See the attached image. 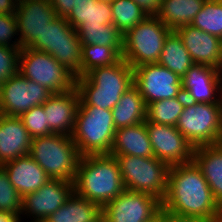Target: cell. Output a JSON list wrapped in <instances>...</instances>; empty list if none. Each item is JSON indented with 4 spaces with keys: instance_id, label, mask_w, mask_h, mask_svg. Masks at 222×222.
<instances>
[{
    "instance_id": "6da1fadb",
    "label": "cell",
    "mask_w": 222,
    "mask_h": 222,
    "mask_svg": "<svg viewBox=\"0 0 222 222\" xmlns=\"http://www.w3.org/2000/svg\"><path fill=\"white\" fill-rule=\"evenodd\" d=\"M162 208L207 222L222 220V207L214 199L209 184L194 161L169 168Z\"/></svg>"
},
{
    "instance_id": "7a4b0ae2",
    "label": "cell",
    "mask_w": 222,
    "mask_h": 222,
    "mask_svg": "<svg viewBox=\"0 0 222 222\" xmlns=\"http://www.w3.org/2000/svg\"><path fill=\"white\" fill-rule=\"evenodd\" d=\"M124 190L120 167L114 156H81L74 180V192L78 196L103 208Z\"/></svg>"
},
{
    "instance_id": "3957f363",
    "label": "cell",
    "mask_w": 222,
    "mask_h": 222,
    "mask_svg": "<svg viewBox=\"0 0 222 222\" xmlns=\"http://www.w3.org/2000/svg\"><path fill=\"white\" fill-rule=\"evenodd\" d=\"M133 83L134 69L123 58L116 64L96 67L86 75L75 78L80 104L105 110H112Z\"/></svg>"
},
{
    "instance_id": "277c9868",
    "label": "cell",
    "mask_w": 222,
    "mask_h": 222,
    "mask_svg": "<svg viewBox=\"0 0 222 222\" xmlns=\"http://www.w3.org/2000/svg\"><path fill=\"white\" fill-rule=\"evenodd\" d=\"M116 130L111 110L79 103L71 137L81 156L110 154Z\"/></svg>"
},
{
    "instance_id": "5b68a950",
    "label": "cell",
    "mask_w": 222,
    "mask_h": 222,
    "mask_svg": "<svg viewBox=\"0 0 222 222\" xmlns=\"http://www.w3.org/2000/svg\"><path fill=\"white\" fill-rule=\"evenodd\" d=\"M29 155L50 179L74 182L81 155L71 136L50 134L33 138Z\"/></svg>"
},
{
    "instance_id": "8992f818",
    "label": "cell",
    "mask_w": 222,
    "mask_h": 222,
    "mask_svg": "<svg viewBox=\"0 0 222 222\" xmlns=\"http://www.w3.org/2000/svg\"><path fill=\"white\" fill-rule=\"evenodd\" d=\"M171 32L156 16H147L123 34L122 58L133 69L158 64L166 37Z\"/></svg>"
},
{
    "instance_id": "52a82bcc",
    "label": "cell",
    "mask_w": 222,
    "mask_h": 222,
    "mask_svg": "<svg viewBox=\"0 0 222 222\" xmlns=\"http://www.w3.org/2000/svg\"><path fill=\"white\" fill-rule=\"evenodd\" d=\"M29 48L51 54L75 78L82 76V44L65 18L57 16Z\"/></svg>"
},
{
    "instance_id": "ba28073f",
    "label": "cell",
    "mask_w": 222,
    "mask_h": 222,
    "mask_svg": "<svg viewBox=\"0 0 222 222\" xmlns=\"http://www.w3.org/2000/svg\"><path fill=\"white\" fill-rule=\"evenodd\" d=\"M119 164L125 190L147 193L164 200L169 166L156 157L112 155Z\"/></svg>"
},
{
    "instance_id": "9c48e42d",
    "label": "cell",
    "mask_w": 222,
    "mask_h": 222,
    "mask_svg": "<svg viewBox=\"0 0 222 222\" xmlns=\"http://www.w3.org/2000/svg\"><path fill=\"white\" fill-rule=\"evenodd\" d=\"M176 128L194 148L222 143V104L187 101Z\"/></svg>"
},
{
    "instance_id": "30bf717a",
    "label": "cell",
    "mask_w": 222,
    "mask_h": 222,
    "mask_svg": "<svg viewBox=\"0 0 222 222\" xmlns=\"http://www.w3.org/2000/svg\"><path fill=\"white\" fill-rule=\"evenodd\" d=\"M19 73L52 93L68 92L75 87V77L51 54L29 47L20 50Z\"/></svg>"
},
{
    "instance_id": "8fae6325",
    "label": "cell",
    "mask_w": 222,
    "mask_h": 222,
    "mask_svg": "<svg viewBox=\"0 0 222 222\" xmlns=\"http://www.w3.org/2000/svg\"><path fill=\"white\" fill-rule=\"evenodd\" d=\"M161 208L152 195L124 190L102 208L101 222H152Z\"/></svg>"
},
{
    "instance_id": "7c38bea8",
    "label": "cell",
    "mask_w": 222,
    "mask_h": 222,
    "mask_svg": "<svg viewBox=\"0 0 222 222\" xmlns=\"http://www.w3.org/2000/svg\"><path fill=\"white\" fill-rule=\"evenodd\" d=\"M52 94L18 73L0 86V114L20 117L32 107L44 104Z\"/></svg>"
},
{
    "instance_id": "4fadbf2b",
    "label": "cell",
    "mask_w": 222,
    "mask_h": 222,
    "mask_svg": "<svg viewBox=\"0 0 222 222\" xmlns=\"http://www.w3.org/2000/svg\"><path fill=\"white\" fill-rule=\"evenodd\" d=\"M179 75L159 64H147L134 68V86L139 90L145 105L171 99L182 94Z\"/></svg>"
},
{
    "instance_id": "5bb4252c",
    "label": "cell",
    "mask_w": 222,
    "mask_h": 222,
    "mask_svg": "<svg viewBox=\"0 0 222 222\" xmlns=\"http://www.w3.org/2000/svg\"><path fill=\"white\" fill-rule=\"evenodd\" d=\"M154 157L169 167L193 161L194 146L176 126L162 125L145 120Z\"/></svg>"
},
{
    "instance_id": "9a60e30c",
    "label": "cell",
    "mask_w": 222,
    "mask_h": 222,
    "mask_svg": "<svg viewBox=\"0 0 222 222\" xmlns=\"http://www.w3.org/2000/svg\"><path fill=\"white\" fill-rule=\"evenodd\" d=\"M73 192L74 182L49 179L37 191L23 197L21 214H32V217H35L32 222H43L60 208Z\"/></svg>"
},
{
    "instance_id": "2e32d148",
    "label": "cell",
    "mask_w": 222,
    "mask_h": 222,
    "mask_svg": "<svg viewBox=\"0 0 222 222\" xmlns=\"http://www.w3.org/2000/svg\"><path fill=\"white\" fill-rule=\"evenodd\" d=\"M181 79L182 93L188 102L222 104V76L218 68L194 63Z\"/></svg>"
},
{
    "instance_id": "e0dca14e",
    "label": "cell",
    "mask_w": 222,
    "mask_h": 222,
    "mask_svg": "<svg viewBox=\"0 0 222 222\" xmlns=\"http://www.w3.org/2000/svg\"><path fill=\"white\" fill-rule=\"evenodd\" d=\"M15 16L21 48L29 47L57 17L48 0H18Z\"/></svg>"
},
{
    "instance_id": "ac0fdd59",
    "label": "cell",
    "mask_w": 222,
    "mask_h": 222,
    "mask_svg": "<svg viewBox=\"0 0 222 222\" xmlns=\"http://www.w3.org/2000/svg\"><path fill=\"white\" fill-rule=\"evenodd\" d=\"M196 64L220 68L222 64V39L201 31L192 25L175 30Z\"/></svg>"
},
{
    "instance_id": "d6986e66",
    "label": "cell",
    "mask_w": 222,
    "mask_h": 222,
    "mask_svg": "<svg viewBox=\"0 0 222 222\" xmlns=\"http://www.w3.org/2000/svg\"><path fill=\"white\" fill-rule=\"evenodd\" d=\"M80 103V95L76 87L64 93H53L42 104L51 134L71 136L76 114Z\"/></svg>"
},
{
    "instance_id": "ffe728a7",
    "label": "cell",
    "mask_w": 222,
    "mask_h": 222,
    "mask_svg": "<svg viewBox=\"0 0 222 222\" xmlns=\"http://www.w3.org/2000/svg\"><path fill=\"white\" fill-rule=\"evenodd\" d=\"M31 141L20 117L0 114V166L29 154Z\"/></svg>"
},
{
    "instance_id": "44dd1931",
    "label": "cell",
    "mask_w": 222,
    "mask_h": 222,
    "mask_svg": "<svg viewBox=\"0 0 222 222\" xmlns=\"http://www.w3.org/2000/svg\"><path fill=\"white\" fill-rule=\"evenodd\" d=\"M1 167L22 197L37 191L50 179L29 154L6 162Z\"/></svg>"
},
{
    "instance_id": "7402d4cb",
    "label": "cell",
    "mask_w": 222,
    "mask_h": 222,
    "mask_svg": "<svg viewBox=\"0 0 222 222\" xmlns=\"http://www.w3.org/2000/svg\"><path fill=\"white\" fill-rule=\"evenodd\" d=\"M109 155L154 157L146 123L118 128Z\"/></svg>"
},
{
    "instance_id": "603a6c76",
    "label": "cell",
    "mask_w": 222,
    "mask_h": 222,
    "mask_svg": "<svg viewBox=\"0 0 222 222\" xmlns=\"http://www.w3.org/2000/svg\"><path fill=\"white\" fill-rule=\"evenodd\" d=\"M193 161L201 169L214 199L222 207V143L196 147Z\"/></svg>"
},
{
    "instance_id": "cb8c5ba5",
    "label": "cell",
    "mask_w": 222,
    "mask_h": 222,
    "mask_svg": "<svg viewBox=\"0 0 222 222\" xmlns=\"http://www.w3.org/2000/svg\"><path fill=\"white\" fill-rule=\"evenodd\" d=\"M102 207L75 192L43 222H101Z\"/></svg>"
},
{
    "instance_id": "d4e9b609",
    "label": "cell",
    "mask_w": 222,
    "mask_h": 222,
    "mask_svg": "<svg viewBox=\"0 0 222 222\" xmlns=\"http://www.w3.org/2000/svg\"><path fill=\"white\" fill-rule=\"evenodd\" d=\"M65 19L76 30L81 26L113 24L111 4L108 1L75 0L74 8Z\"/></svg>"
},
{
    "instance_id": "484cf974",
    "label": "cell",
    "mask_w": 222,
    "mask_h": 222,
    "mask_svg": "<svg viewBox=\"0 0 222 222\" xmlns=\"http://www.w3.org/2000/svg\"><path fill=\"white\" fill-rule=\"evenodd\" d=\"M205 0H161L156 17L171 31L190 25Z\"/></svg>"
},
{
    "instance_id": "4316f807",
    "label": "cell",
    "mask_w": 222,
    "mask_h": 222,
    "mask_svg": "<svg viewBox=\"0 0 222 222\" xmlns=\"http://www.w3.org/2000/svg\"><path fill=\"white\" fill-rule=\"evenodd\" d=\"M146 109L143 97L133 85L121 95L119 102L111 110L116 129L145 122Z\"/></svg>"
},
{
    "instance_id": "83f0119b",
    "label": "cell",
    "mask_w": 222,
    "mask_h": 222,
    "mask_svg": "<svg viewBox=\"0 0 222 222\" xmlns=\"http://www.w3.org/2000/svg\"><path fill=\"white\" fill-rule=\"evenodd\" d=\"M158 64L168 68L181 78L194 64L181 38L175 31L166 37Z\"/></svg>"
},
{
    "instance_id": "f1b7e54d",
    "label": "cell",
    "mask_w": 222,
    "mask_h": 222,
    "mask_svg": "<svg viewBox=\"0 0 222 222\" xmlns=\"http://www.w3.org/2000/svg\"><path fill=\"white\" fill-rule=\"evenodd\" d=\"M77 33L82 45L111 46L122 55L124 37L113 24L81 26Z\"/></svg>"
},
{
    "instance_id": "f546056e",
    "label": "cell",
    "mask_w": 222,
    "mask_h": 222,
    "mask_svg": "<svg viewBox=\"0 0 222 222\" xmlns=\"http://www.w3.org/2000/svg\"><path fill=\"white\" fill-rule=\"evenodd\" d=\"M187 100L184 94L180 96L149 103L146 109L148 122L176 126Z\"/></svg>"
},
{
    "instance_id": "4dcf8cb0",
    "label": "cell",
    "mask_w": 222,
    "mask_h": 222,
    "mask_svg": "<svg viewBox=\"0 0 222 222\" xmlns=\"http://www.w3.org/2000/svg\"><path fill=\"white\" fill-rule=\"evenodd\" d=\"M113 25L125 34L148 15L133 0H111Z\"/></svg>"
},
{
    "instance_id": "1f68e13d",
    "label": "cell",
    "mask_w": 222,
    "mask_h": 222,
    "mask_svg": "<svg viewBox=\"0 0 222 222\" xmlns=\"http://www.w3.org/2000/svg\"><path fill=\"white\" fill-rule=\"evenodd\" d=\"M122 55L111 46L82 45V76L96 67L116 64Z\"/></svg>"
},
{
    "instance_id": "d6a6232c",
    "label": "cell",
    "mask_w": 222,
    "mask_h": 222,
    "mask_svg": "<svg viewBox=\"0 0 222 222\" xmlns=\"http://www.w3.org/2000/svg\"><path fill=\"white\" fill-rule=\"evenodd\" d=\"M190 25L222 39V0H205Z\"/></svg>"
},
{
    "instance_id": "836d02e7",
    "label": "cell",
    "mask_w": 222,
    "mask_h": 222,
    "mask_svg": "<svg viewBox=\"0 0 222 222\" xmlns=\"http://www.w3.org/2000/svg\"><path fill=\"white\" fill-rule=\"evenodd\" d=\"M23 197L13 187L5 170L0 166V212L21 217Z\"/></svg>"
},
{
    "instance_id": "e575fe53",
    "label": "cell",
    "mask_w": 222,
    "mask_h": 222,
    "mask_svg": "<svg viewBox=\"0 0 222 222\" xmlns=\"http://www.w3.org/2000/svg\"><path fill=\"white\" fill-rule=\"evenodd\" d=\"M31 138L50 135L43 105L34 106L20 116Z\"/></svg>"
},
{
    "instance_id": "d590c367",
    "label": "cell",
    "mask_w": 222,
    "mask_h": 222,
    "mask_svg": "<svg viewBox=\"0 0 222 222\" xmlns=\"http://www.w3.org/2000/svg\"><path fill=\"white\" fill-rule=\"evenodd\" d=\"M20 50L21 47L0 45V86L19 73Z\"/></svg>"
},
{
    "instance_id": "8d00e7d4",
    "label": "cell",
    "mask_w": 222,
    "mask_h": 222,
    "mask_svg": "<svg viewBox=\"0 0 222 222\" xmlns=\"http://www.w3.org/2000/svg\"><path fill=\"white\" fill-rule=\"evenodd\" d=\"M18 36V27L15 13L14 14H0V45L7 47H21L20 40L12 37ZM13 42L12 44L10 42Z\"/></svg>"
},
{
    "instance_id": "74e56055",
    "label": "cell",
    "mask_w": 222,
    "mask_h": 222,
    "mask_svg": "<svg viewBox=\"0 0 222 222\" xmlns=\"http://www.w3.org/2000/svg\"><path fill=\"white\" fill-rule=\"evenodd\" d=\"M160 222H207L200 218L188 217L177 215L167 211L166 209H160Z\"/></svg>"
},
{
    "instance_id": "f35d334b",
    "label": "cell",
    "mask_w": 222,
    "mask_h": 222,
    "mask_svg": "<svg viewBox=\"0 0 222 222\" xmlns=\"http://www.w3.org/2000/svg\"><path fill=\"white\" fill-rule=\"evenodd\" d=\"M54 11L56 12V16L66 18L72 9L74 8L75 0H48Z\"/></svg>"
},
{
    "instance_id": "ab89813d",
    "label": "cell",
    "mask_w": 222,
    "mask_h": 222,
    "mask_svg": "<svg viewBox=\"0 0 222 222\" xmlns=\"http://www.w3.org/2000/svg\"><path fill=\"white\" fill-rule=\"evenodd\" d=\"M148 16H156L161 0H133Z\"/></svg>"
},
{
    "instance_id": "60d3db41",
    "label": "cell",
    "mask_w": 222,
    "mask_h": 222,
    "mask_svg": "<svg viewBox=\"0 0 222 222\" xmlns=\"http://www.w3.org/2000/svg\"><path fill=\"white\" fill-rule=\"evenodd\" d=\"M18 0H0V14H14Z\"/></svg>"
},
{
    "instance_id": "b9f144b4",
    "label": "cell",
    "mask_w": 222,
    "mask_h": 222,
    "mask_svg": "<svg viewBox=\"0 0 222 222\" xmlns=\"http://www.w3.org/2000/svg\"><path fill=\"white\" fill-rule=\"evenodd\" d=\"M0 222H21V218L13 214L0 212Z\"/></svg>"
},
{
    "instance_id": "7bdbcfd3",
    "label": "cell",
    "mask_w": 222,
    "mask_h": 222,
    "mask_svg": "<svg viewBox=\"0 0 222 222\" xmlns=\"http://www.w3.org/2000/svg\"><path fill=\"white\" fill-rule=\"evenodd\" d=\"M152 222H160V210H159L157 218H155Z\"/></svg>"
},
{
    "instance_id": "ee69618b",
    "label": "cell",
    "mask_w": 222,
    "mask_h": 222,
    "mask_svg": "<svg viewBox=\"0 0 222 222\" xmlns=\"http://www.w3.org/2000/svg\"><path fill=\"white\" fill-rule=\"evenodd\" d=\"M219 72H220V74L222 76V64H221V67L219 68Z\"/></svg>"
},
{
    "instance_id": "f6af8a7d",
    "label": "cell",
    "mask_w": 222,
    "mask_h": 222,
    "mask_svg": "<svg viewBox=\"0 0 222 222\" xmlns=\"http://www.w3.org/2000/svg\"><path fill=\"white\" fill-rule=\"evenodd\" d=\"M97 1H103V2L108 1V2H110L111 0H97Z\"/></svg>"
}]
</instances>
